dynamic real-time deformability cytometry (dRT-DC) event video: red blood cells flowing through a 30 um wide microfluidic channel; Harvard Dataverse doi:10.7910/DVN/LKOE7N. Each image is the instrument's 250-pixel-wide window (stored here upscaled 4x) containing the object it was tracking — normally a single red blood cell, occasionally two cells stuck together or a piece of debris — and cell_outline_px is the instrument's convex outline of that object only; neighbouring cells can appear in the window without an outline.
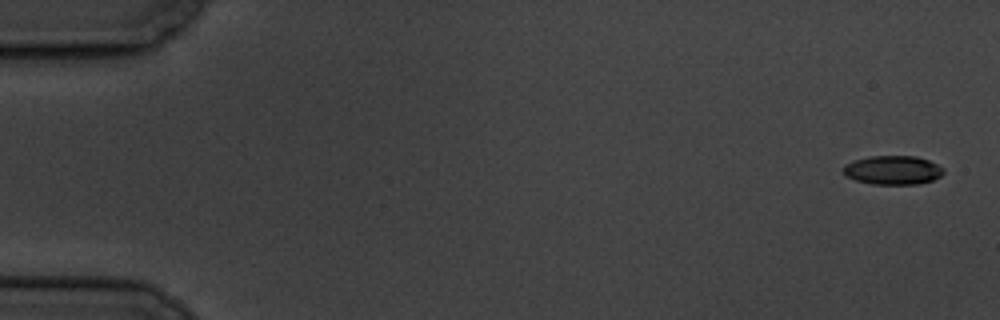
{"species": "common noctule bat (a hibernating species)", "species_latin": "Nyctalus noctula", "temperature_condition": "cold", "stored_images_in_passage": 6, "camera_frame_rate_fps": 3000, "um_per_image_px": 0.085, "animal": {"sex": "male", "body_mass_g": 19.5, "forearm_length_mm": 54.6}, "frame": {"image": 1, "passage_image": 1, "time_ms": 0.0, "image_size_px": [1000, 320], "cell_outline_px": [[944, 172], [940, 176], [932, 180], [916, 184], [872, 184], [856, 180], [844, 176], [844, 164], [852, 160], [868, 156], [916, 156], [928, 160], [944, 168]], "centroid_in_image_um": [75.86, 14.45], "position_along_channel_um": 9.1, "area_um2": 16.94}}
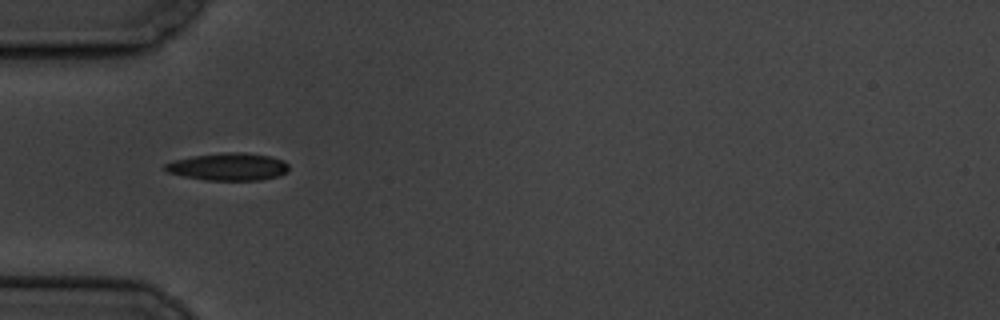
{"frame": {"image": 2, "passage_image": 5, "time_ms": 5.667, "image_size_px": [1000, 320], "cell_outline_px": [[288, 172], [280, 176], [260, 180], [204, 180], [184, 176], [168, 172], [164, 168], [164, 164], [172, 160], [192, 156], [224, 152], [244, 152], [268, 156], [284, 160], [288, 164]], "centroid_in_image_um": [19.41, 14.17], "position_along_channel_um": 65.6, "area_um2": 19.94}}
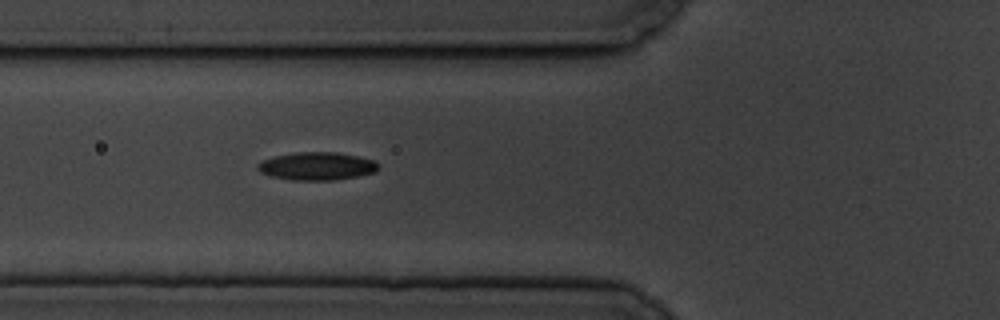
{"frame": {"image": 3, "passage_image": 6, "time_ms": 6.667, "image_size_px": [1000, 320], "cell_outline_px": [[380, 168], [376, 172], [356, 176], [332, 180], [292, 180], [272, 176], [260, 172], [256, 168], [256, 164], [264, 160], [276, 156], [296, 152], [336, 152], [356, 156], [372, 160], [380, 164]], "centroid_in_image_um": [26.94, 14.12], "position_along_channel_um": 98.9, "area_um2": 19.54}}